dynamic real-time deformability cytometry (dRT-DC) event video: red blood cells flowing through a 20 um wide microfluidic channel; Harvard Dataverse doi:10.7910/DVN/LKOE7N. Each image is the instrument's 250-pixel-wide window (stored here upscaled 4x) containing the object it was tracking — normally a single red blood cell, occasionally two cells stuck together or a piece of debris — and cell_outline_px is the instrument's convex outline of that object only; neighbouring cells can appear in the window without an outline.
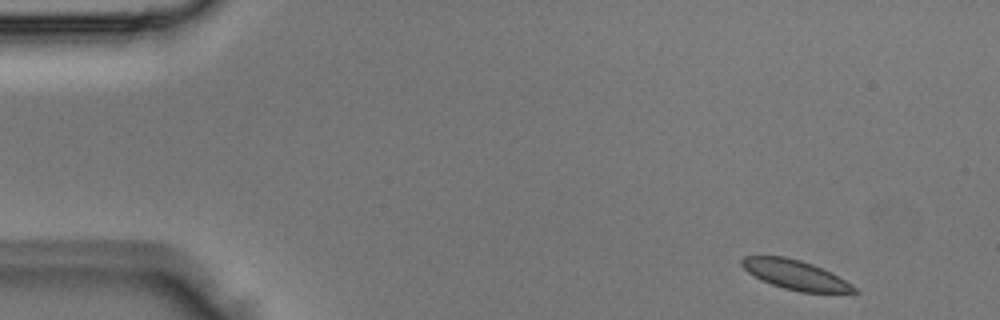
{"species": "Egyptian fruit bat (a non-hibernating species)", "species_latin": "Rousettus aegyptiacus", "temperature_condition": "room temperature", "stored_images_in_passage": 4, "camera_frame_rate_fps": 3000, "um_per_image_px": 0.085, "animal": {"sex": "male"}, "frame": {"image": 1, "passage_image": 1, "time_ms": 0.0, "image_size_px": [1000, 320], "cell_outline_px": [[860, 292], [800, 292], [784, 288], [772, 284], [748, 272], [740, 264], [740, 260], [744, 256], [784, 256], [800, 260], [812, 264], [852, 284]], "centroid_in_image_um": [67.57, 23.35], "position_along_channel_um": 17.4, "area_um2": 18.79}}